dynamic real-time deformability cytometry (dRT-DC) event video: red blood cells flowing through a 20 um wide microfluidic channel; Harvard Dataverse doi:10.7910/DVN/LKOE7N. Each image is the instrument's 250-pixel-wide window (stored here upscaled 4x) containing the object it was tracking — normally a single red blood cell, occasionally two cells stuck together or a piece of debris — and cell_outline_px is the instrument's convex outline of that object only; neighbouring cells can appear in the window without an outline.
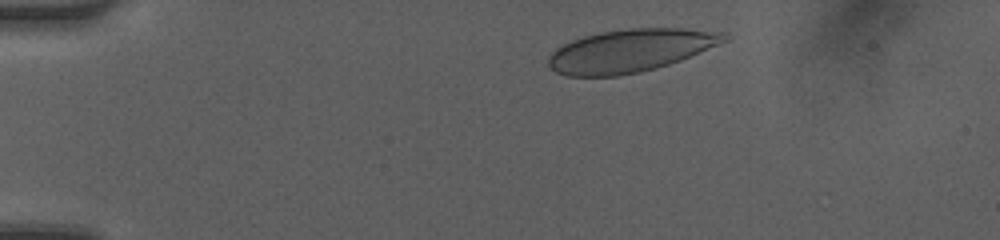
{"species": "human", "species_latin": "Homo sapiens", "temperature_condition": "room temperature", "stored_images_in_passage": 34, "camera_frame_rate_fps": 3000, "um_per_image_px": 0.085, "donor": {"sex": "female"}, "frame": {"image": 1, "passage_image": 1, "time_ms": 0.0, "image_size_px": [1000, 240], "cell_outline_px": [[728, 40], [680, 60], [656, 68], [640, 72], [616, 76], [568, 76], [556, 72], [548, 64], [548, 56], [556, 48], [572, 40], [584, 36], [600, 32], [628, 28], [684, 28], [728, 32]], "centroid_in_image_um": [53.58, 4.29], "position_along_channel_um": 31.4, "area_um2": 43.81}}
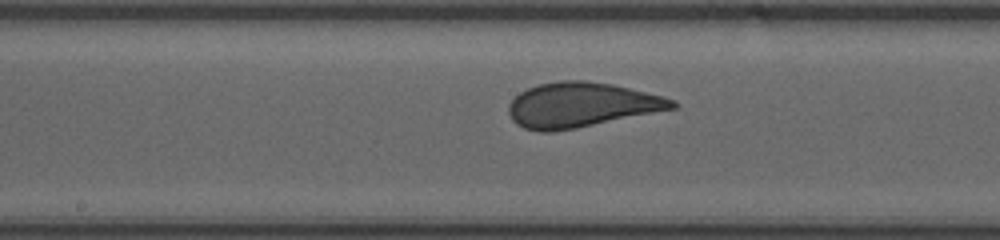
{"frame": {"image": 2, "passage_image": 18, "time_ms": 5.667, "image_size_px": [1000, 240], "cell_outline_px": [[680, 104], [676, 108], [576, 128], [552, 132], [540, 132], [524, 128], [516, 124], [512, 120], [508, 112], [508, 104], [520, 92], [528, 88], [540, 84], [560, 80], [584, 80], [612, 84], [664, 96], [676, 100]], "centroid_in_image_um": [49.41, 8.92], "position_along_channel_um": 198.8, "area_um2": 42.77}}
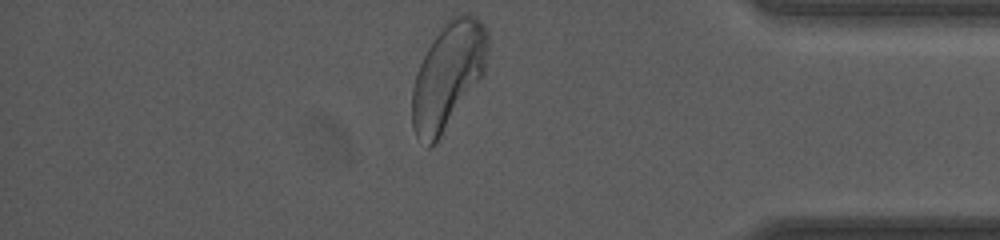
{"frame": {"image": 3, "passage_image": 34, "time_ms": 11.0, "image_size_px": [1000, 240], "cell_outline_px": [[488, 44], [484, 76], [436, 144], [428, 148], [416, 136], [412, 128], [412, 88], [416, 72], [428, 48], [444, 24], [452, 16], [460, 12], [464, 12], [476, 16], [488, 28]], "centroid_in_image_um": [38.1, 6.43], "position_along_channel_um": 397.1, "area_um2": 47.34}, "authors_computed_cell_mechanics": {"area_um2": 42.8298, "velocity_mm_per_s": 4.184, "shape_relaxation_time_tau1_ms": 3.4798, "shape_relaxation_time_tau2_ms": null, "deformation_change_tau1": 0.1321, "deformation_change_tau2": null}}